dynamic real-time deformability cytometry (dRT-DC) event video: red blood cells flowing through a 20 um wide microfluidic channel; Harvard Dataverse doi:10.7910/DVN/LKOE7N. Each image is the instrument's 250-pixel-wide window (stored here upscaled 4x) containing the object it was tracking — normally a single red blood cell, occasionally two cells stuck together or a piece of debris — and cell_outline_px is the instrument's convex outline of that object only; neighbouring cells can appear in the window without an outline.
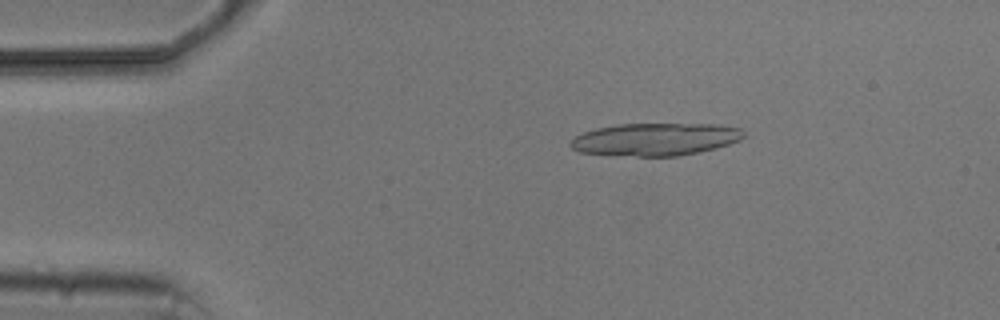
{"species": "common noctule bat (a hibernating species)", "species_latin": "Nyctalus noctula", "temperature_condition": "cold", "stored_images_in_passage": 5, "camera_frame_rate_fps": 3000, "um_per_image_px": 0.085, "animal": {"sex": "male", "body_mass_g": 20.5, "forearm_length_mm": 52.5}, "frame": {"image": 1, "passage_image": 3, "time_ms": 2.333, "image_size_px": [1000, 320], "cell_outline_px": [[744, 136], [740, 140], [716, 148], [676, 156], [636, 156], [580, 152], [572, 148], [568, 144], [576, 136], [584, 132], [596, 128], [616, 124], [720, 124], [740, 128], [744, 132]], "centroid_in_image_um": [55.72, 11.83], "position_along_channel_um": 29.3, "area_um2": 32.71}}